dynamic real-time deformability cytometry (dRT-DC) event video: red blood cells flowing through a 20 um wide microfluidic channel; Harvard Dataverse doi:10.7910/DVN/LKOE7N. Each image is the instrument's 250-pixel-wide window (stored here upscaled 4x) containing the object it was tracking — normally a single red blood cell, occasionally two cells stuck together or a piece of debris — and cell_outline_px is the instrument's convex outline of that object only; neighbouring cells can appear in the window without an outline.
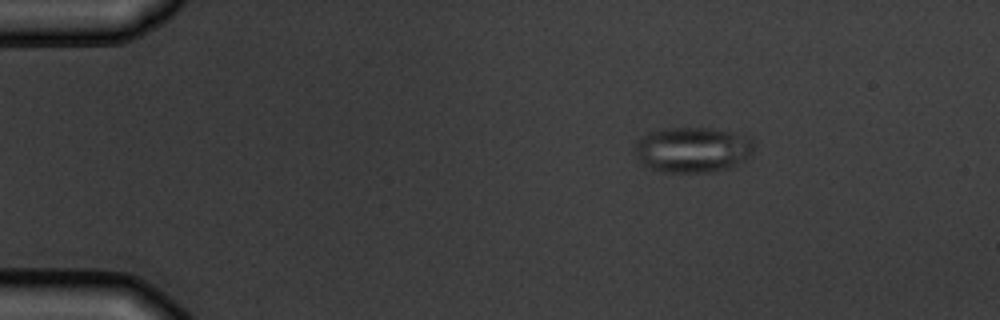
{"species": "common noctule bat (a hibernating species)", "species_latin": "Nyctalus noctula", "temperature_condition": "warm", "stored_images_in_passage": 3, "camera_frame_rate_fps": 3000, "um_per_image_px": 0.085, "animal": {"sex": "male", "body_mass_g": 19.5, "forearm_length_mm": 54.6}, "frame": {"image": 1, "passage_image": 1, "time_ms": 0.0, "image_size_px": [1000, 320], "cell_outline_px": [[752, 148], [744, 160], [728, 168], [712, 172], [664, 172], [648, 168], [640, 164], [636, 156], [636, 140], [648, 132], [668, 128], [712, 128], [728, 132], [752, 140]], "centroid_in_image_um": [58.77, 12.74], "position_along_channel_um": 26.2, "area_um2": 31.15}}